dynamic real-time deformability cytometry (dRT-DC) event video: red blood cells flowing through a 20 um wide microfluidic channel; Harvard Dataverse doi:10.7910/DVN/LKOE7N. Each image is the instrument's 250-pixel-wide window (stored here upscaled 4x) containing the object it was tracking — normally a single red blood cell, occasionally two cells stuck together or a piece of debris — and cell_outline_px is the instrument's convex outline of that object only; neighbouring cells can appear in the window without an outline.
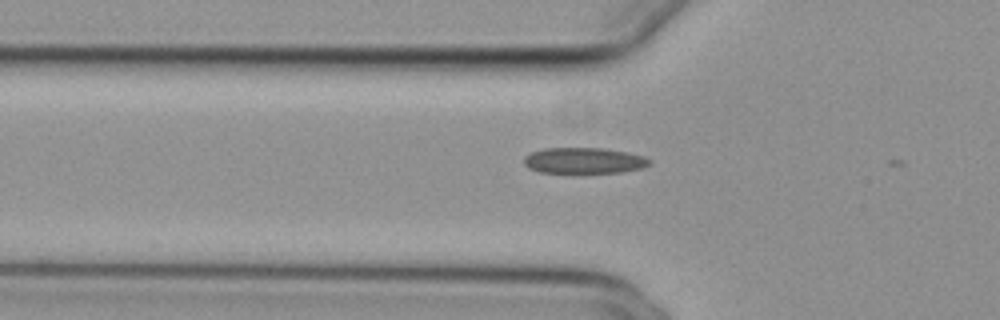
{"species": "common noctule bat (a hibernating species)", "species_latin": "Nyctalus noctula", "temperature_condition": "cold", "stored_images_in_passage": 22, "camera_frame_rate_fps": 3000, "um_per_image_px": 0.085, "animal": {"sex": "female", "body_mass_g": 29.2, "forearm_length_mm": 56.3}, "frame": {"image": 1, "passage_image": 18, "time_ms": 5.667, "image_size_px": [1000, 320], "cell_outline_px": [[652, 164], [644, 168], [624, 172], [580, 176], [572, 176], [540, 172], [528, 168], [524, 164], [524, 156], [532, 152], [544, 148], [604, 148], [628, 152], [644, 156], [652, 160]], "centroid_in_image_um": [49.67, 13.71], "position_along_channel_um": 76.1, "area_um2": 20.4}}
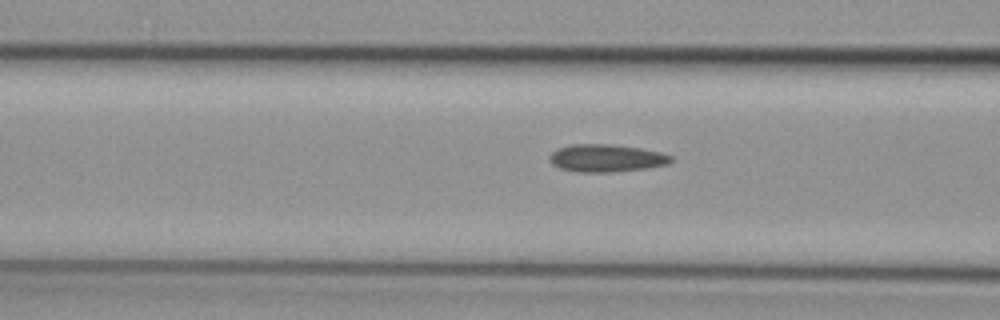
{"frame": {"image": 2, "passage_image": 21, "time_ms": 6.667, "image_size_px": [1000, 320], "cell_outline_px": [[672, 160], [668, 164], [644, 168], [612, 172], [580, 172], [560, 168], [552, 164], [548, 160], [548, 156], [556, 148], [572, 144], [608, 144], [640, 148], [660, 152], [672, 156]], "centroid_in_image_um": [51.48, 13.43], "position_along_channel_um": 115.1, "area_um2": 19.48}}